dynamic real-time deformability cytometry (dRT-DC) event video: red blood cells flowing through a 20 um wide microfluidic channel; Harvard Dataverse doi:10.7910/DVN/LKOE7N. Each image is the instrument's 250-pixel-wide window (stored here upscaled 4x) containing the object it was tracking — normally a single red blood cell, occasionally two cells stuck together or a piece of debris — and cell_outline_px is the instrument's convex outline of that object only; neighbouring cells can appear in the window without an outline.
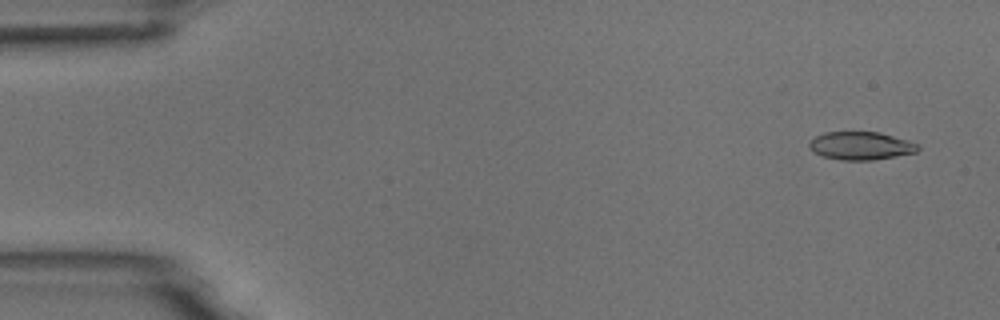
{"species": "common noctule bat (a hibernating species)", "species_latin": "Nyctalus noctula", "temperature_condition": "room temperature", "stored_images_in_passage": 6, "segment_of_instrument_passage": [1, 2], "camera_frame_rate_fps": 3000, "um_per_image_px": 0.085, "animal": {"sex": "male", "body_mass_g": 18.8}, "frame": {"image": 1, "passage_image": 1, "time_ms": 0.0, "image_size_px": [1000, 320], "cell_outline_px": [[920, 148], [916, 152], [872, 160], [840, 160], [824, 156], [812, 152], [808, 148], [808, 144], [816, 136], [824, 132], [880, 132], [916, 144]], "centroid_in_image_um": [73.1, 12.39], "position_along_channel_um": 11.9, "area_um2": 17.51}}
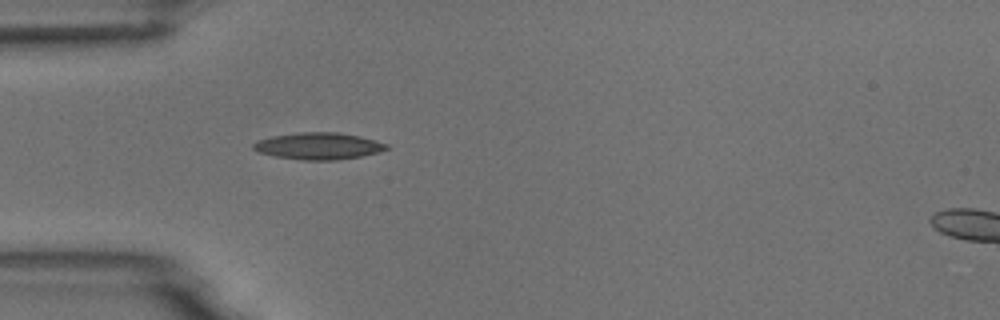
{"frame": {"image": 2, "passage_image": 5, "time_ms": 4.333, "image_size_px": [1000, 320], "cell_outline_px": [[388, 148], [380, 152], [360, 156], [336, 160], [304, 160], [276, 156], [260, 152], [252, 148], [252, 144], [256, 140], [272, 136], [300, 132], [336, 132], [360, 136], [376, 140], [388, 144]], "centroid_in_image_um": [27.08, 12.4], "position_along_channel_um": 57.9, "area_um2": 20.75}}